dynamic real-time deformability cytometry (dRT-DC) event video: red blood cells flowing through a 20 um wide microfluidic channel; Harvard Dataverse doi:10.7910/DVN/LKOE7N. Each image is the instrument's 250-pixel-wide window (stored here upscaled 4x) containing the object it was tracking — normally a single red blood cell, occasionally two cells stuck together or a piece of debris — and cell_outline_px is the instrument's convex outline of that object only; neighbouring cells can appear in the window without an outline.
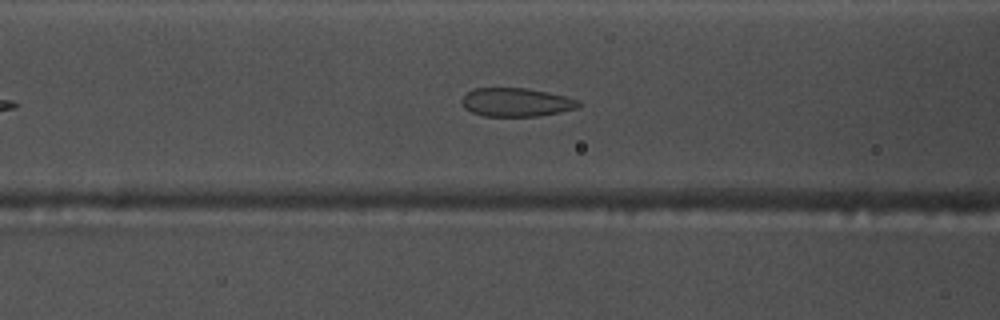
{"species": "common noctule bat (a hibernating species)", "species_latin": "Nyctalus noctula", "temperature_condition": "warm", "stored_images_in_passage": 34, "camera_frame_rate_fps": 3000, "um_per_image_px": 0.085, "animal": {"sex": "male", "body_mass_g": 17.5, "forearm_length_mm": 52.3}, "frame": {"image": 1, "passage_image": 13, "time_ms": 4.0, "image_size_px": [1000, 320], "cell_outline_px": [[580, 104], [576, 108], [560, 112], [536, 116], [484, 116], [472, 112], [464, 108], [460, 100], [468, 92], [476, 88], [528, 88], [548, 92], [580, 100]], "centroid_in_image_um": [43.86, 8.69], "position_along_channel_um": 122.7, "area_um2": 19.36}}
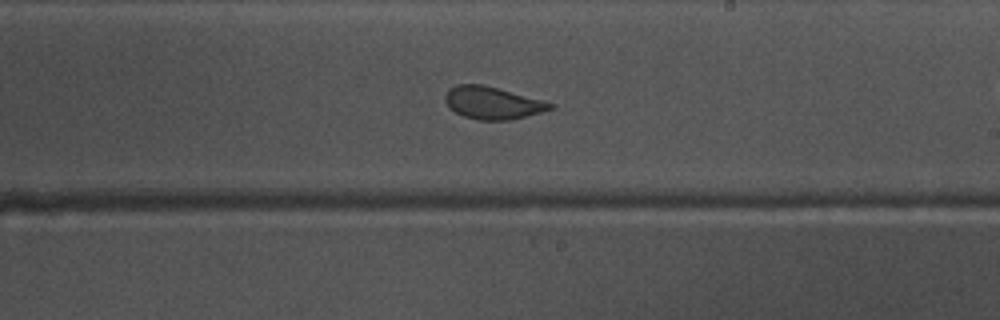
{"frame": {"image": 2, "passage_image": 23, "time_ms": 7.333, "image_size_px": [1000, 320], "cell_outline_px": [[556, 108], [512, 120], [476, 120], [464, 116], [448, 108], [444, 100], [444, 96], [448, 88], [456, 84], [484, 84], [556, 104]], "centroid_in_image_um": [41.85, 8.74], "position_along_channel_um": 247.2, "area_um2": 20.11}}
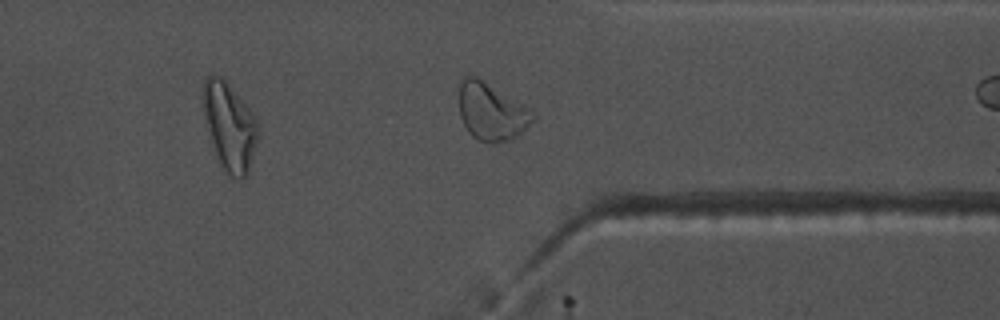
{"frame": {"image": 3, "passage_image": 33, "time_ms": 10.667, "image_size_px": [1000, 320], "cell_outline_px": [[536, 116], [512, 140], [492, 144], [480, 140], [472, 136], [468, 132], [460, 116], [460, 84], [464, 76], [476, 76], [524, 104]], "centroid_in_image_um": [41.76, 9.5], "position_along_channel_um": 369.6, "area_um2": 24.39}}